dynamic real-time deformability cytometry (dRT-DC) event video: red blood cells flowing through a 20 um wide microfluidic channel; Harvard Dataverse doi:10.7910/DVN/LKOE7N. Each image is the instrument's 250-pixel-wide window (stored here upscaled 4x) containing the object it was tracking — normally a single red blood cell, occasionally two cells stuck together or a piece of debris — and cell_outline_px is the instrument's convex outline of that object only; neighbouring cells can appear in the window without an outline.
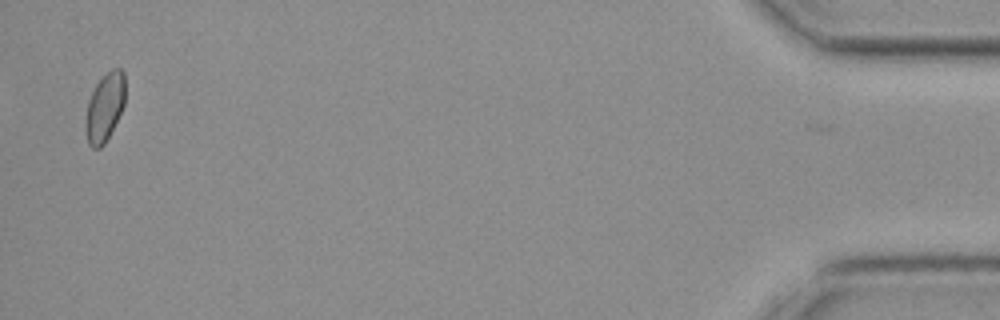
{"species": "common noctule bat (a hibernating species)", "species_latin": "Nyctalus noctula", "temperature_condition": "cold", "stored_images_in_passage": 33, "segment_of_instrument_passage": [2, 2], "camera_frame_rate_fps": 3000, "um_per_image_px": 0.085, "animal": {"sex": "female", "body_mass_g": 19.3, "forearm_length_mm": 54.1}, "frame": {"image": 1, "passage_image": 32, "time_ms": 10.333, "image_size_px": [1000, 320], "cell_outline_px": [[124, 104], [104, 144], [100, 148], [92, 148], [88, 144], [84, 128], [84, 124], [88, 100], [96, 84], [112, 68], [120, 68], [124, 72]], "centroid_in_image_um": [8.87, 9.13], "position_along_channel_um": 426.3, "area_um2": 15.55}}